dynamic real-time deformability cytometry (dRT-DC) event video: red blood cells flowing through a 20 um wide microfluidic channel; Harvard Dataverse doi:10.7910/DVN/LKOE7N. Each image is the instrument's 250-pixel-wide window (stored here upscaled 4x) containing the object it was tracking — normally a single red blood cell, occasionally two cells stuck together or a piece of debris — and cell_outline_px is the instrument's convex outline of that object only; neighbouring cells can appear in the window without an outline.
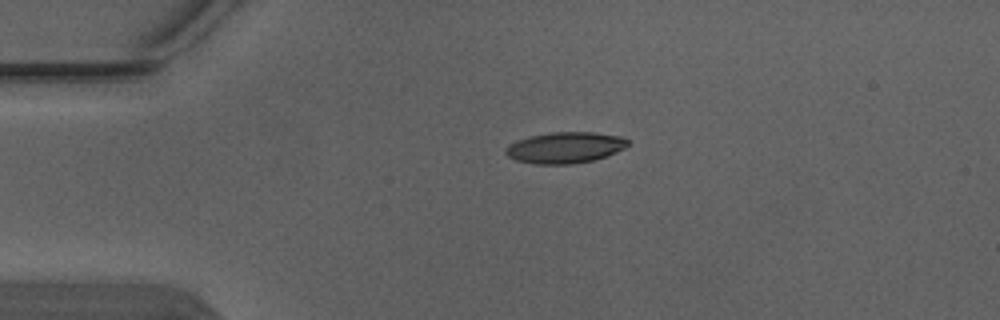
{"species": "Egyptian fruit bat (a non-hibernating species)", "species_latin": "Rousettus aegyptiacus", "temperature_condition": "warm", "stored_images_in_passage": 2, "camera_frame_rate_fps": 3000, "um_per_image_px": 0.085, "animal": {"sex": "male"}, "frame": {"image": 1, "passage_image": 1, "time_ms": 0.0, "image_size_px": [1000, 320], "cell_outline_px": [[628, 144], [624, 148], [616, 152], [592, 160], [572, 164], [536, 164], [516, 160], [508, 156], [504, 152], [504, 148], [528, 136], [552, 132], [592, 132], [624, 136], [628, 140]], "centroid_in_image_um": [48.04, 12.54], "position_along_channel_um": 37.0, "area_um2": 22.02}}